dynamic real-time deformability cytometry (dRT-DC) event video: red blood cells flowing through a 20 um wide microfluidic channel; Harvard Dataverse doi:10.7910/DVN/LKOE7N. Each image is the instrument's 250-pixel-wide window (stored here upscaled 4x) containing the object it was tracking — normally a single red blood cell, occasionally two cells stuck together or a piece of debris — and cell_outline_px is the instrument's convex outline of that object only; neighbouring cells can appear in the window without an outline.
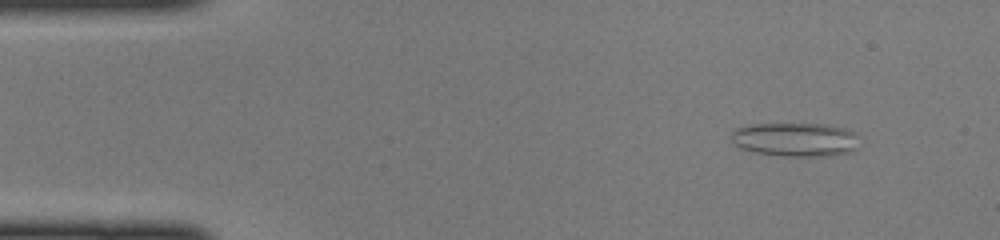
{"species": "common noctule bat (a hibernating species)", "species_latin": "Nyctalus noctula", "temperature_condition": "cold", "stored_images_in_passage": 47, "camera_frame_rate_fps": 3000, "um_per_image_px": 0.085, "animal": {"sex": "female", "body_mass_g": 22.0, "forearm_length_mm": 56.7}, "frame": {"image": 1, "passage_image": 5, "time_ms": 1.333, "image_size_px": [1000, 240], "cell_outline_px": [[856, 148], [848, 152], [808, 156], [784, 156], [760, 152], [744, 148], [736, 144], [732, 140], [732, 132], [736, 128], [752, 124], [824, 124], [844, 128], [852, 132]], "centroid_in_image_um": [67.54, 11.83], "position_along_channel_um": 17.5, "area_um2": 24.22}}
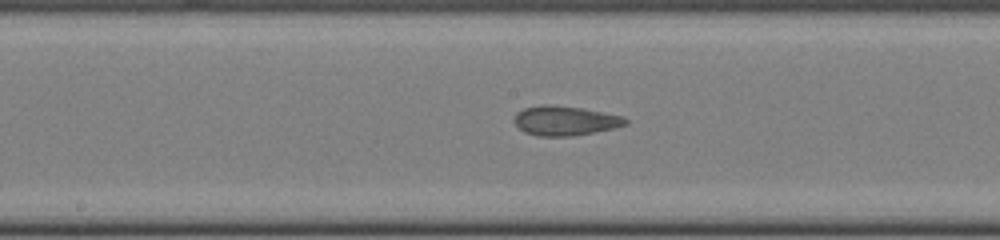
{"frame": {"image": 2, "passage_image": 24, "time_ms": 7.667, "image_size_px": [1000, 240], "cell_outline_px": [[628, 124], [612, 128], [572, 136], [536, 136], [524, 132], [516, 124], [516, 112], [524, 108], [544, 104], [548, 104], [580, 108], [624, 116], [628, 120]], "centroid_in_image_um": [48.03, 10.26], "position_along_channel_um": 200.2, "area_um2": 18.9}}
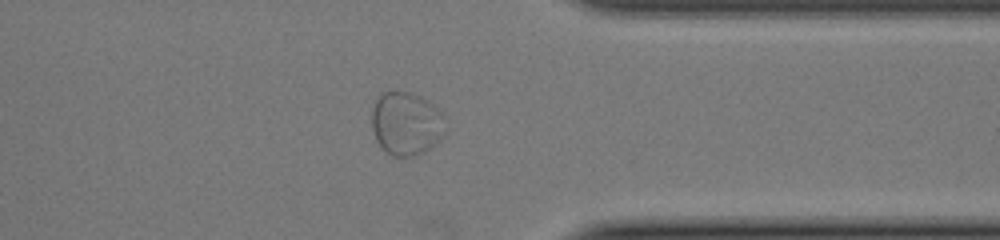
{"frame": {"image": 3, "passage_image": 37, "time_ms": 12.0, "image_size_px": [1000, 240], "cell_outline_px": [[448, 128], [444, 136], [440, 140], [424, 152], [416, 156], [404, 160], [392, 156], [376, 140], [372, 128], [372, 108], [380, 92], [408, 92], [420, 96], [444, 112]], "centroid_in_image_um": [34.58, 10.53], "position_along_channel_um": 376.8, "area_um2": 27.92}}